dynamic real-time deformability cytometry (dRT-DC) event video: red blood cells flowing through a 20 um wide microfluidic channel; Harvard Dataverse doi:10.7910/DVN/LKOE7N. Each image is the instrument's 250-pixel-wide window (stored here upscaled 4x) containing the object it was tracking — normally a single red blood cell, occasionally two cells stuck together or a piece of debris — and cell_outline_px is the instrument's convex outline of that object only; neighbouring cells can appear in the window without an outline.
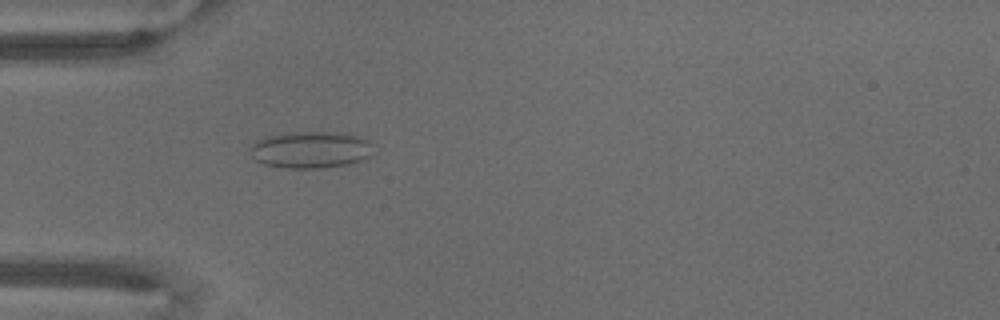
{"species": "common noctule bat (a hibernating species)", "species_latin": "Nyctalus noctula", "temperature_condition": "warm", "stored_images_in_passage": 69, "camera_frame_rate_fps": 3000, "um_per_image_px": 0.085, "animal": {"sex": "male", "body_mass_g": 18.8}, "frame": {"image": 1, "passage_image": 21, "time_ms": 6.667, "image_size_px": [1000, 320], "cell_outline_px": [[376, 152], [360, 160], [348, 164], [320, 168], [284, 168], [264, 164], [256, 160], [248, 152], [248, 144], [264, 136], [280, 132], [348, 132], [368, 140]], "centroid_in_image_um": [26.35, 12.7], "position_along_channel_um": 58.7, "area_um2": 27.11}}
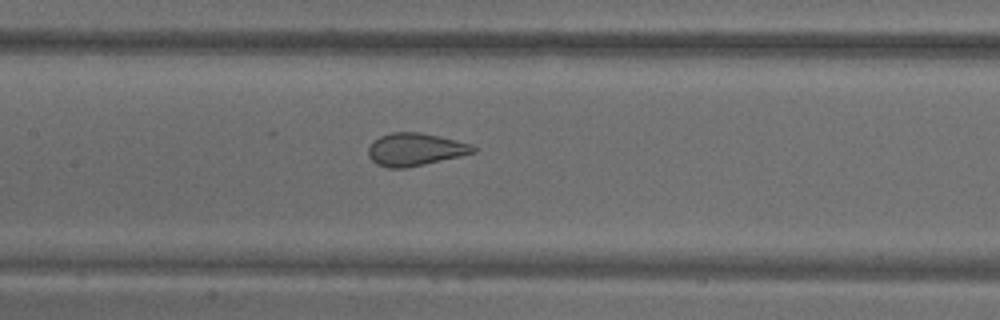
{"frame": {"image": 2, "passage_image": 33, "time_ms": 10.667, "image_size_px": [1000, 320], "cell_outline_px": [[476, 152], [460, 156], [424, 164], [404, 168], [388, 168], [376, 164], [368, 156], [368, 148], [372, 140], [380, 136], [392, 132], [420, 132], [472, 144], [476, 148]], "centroid_in_image_um": [35.25, 12.7], "position_along_channel_um": 172.1, "area_um2": 19.94}}
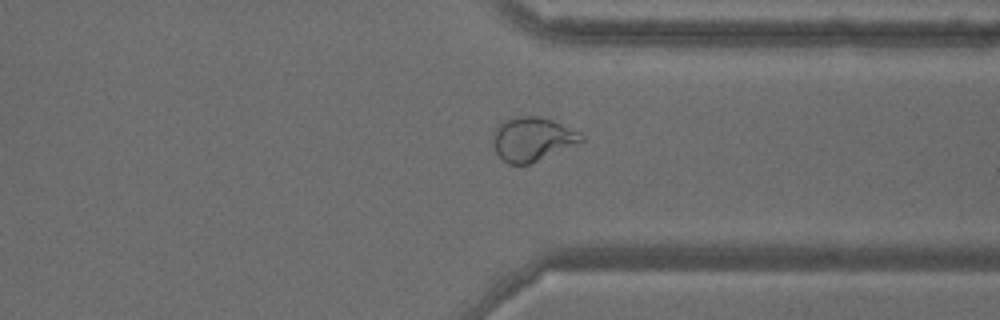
{"frame": {"image": 3, "passage_image": 53, "time_ms": 17.333, "image_size_px": [1000, 320], "cell_outline_px": [[584, 140], [528, 164], [508, 164], [496, 152], [492, 144], [492, 132], [496, 124], [520, 116], [536, 116], [552, 120], [580, 132], [584, 136]], "centroid_in_image_um": [45.19, 11.81], "position_along_channel_um": 366.2, "area_um2": 22.25}}